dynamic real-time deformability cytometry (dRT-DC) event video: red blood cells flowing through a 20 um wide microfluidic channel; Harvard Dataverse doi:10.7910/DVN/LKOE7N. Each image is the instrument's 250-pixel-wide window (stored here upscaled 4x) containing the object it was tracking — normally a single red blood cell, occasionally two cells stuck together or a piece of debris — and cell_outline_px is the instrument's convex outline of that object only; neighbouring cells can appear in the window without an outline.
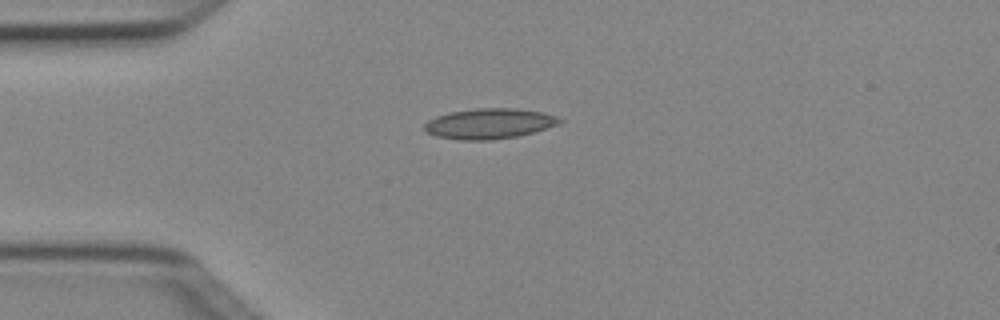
{"species": "Egyptian fruit bat (a non-hibernating species)", "species_latin": "Rousettus aegyptiacus", "temperature_condition": "cold", "stored_images_in_passage": 4, "camera_frame_rate_fps": 3000, "um_per_image_px": 0.085, "animal": {"sex": "female"}, "frame": {"image": 1, "passage_image": 1, "time_ms": 0.0, "image_size_px": [1000, 320], "cell_outline_px": [[564, 120], [560, 124], [532, 132], [516, 136], [492, 140], [460, 140], [436, 136], [428, 132], [424, 128], [424, 124], [428, 120], [436, 116], [452, 112], [476, 108], [516, 108], [544, 112], [556, 116]], "centroid_in_image_um": [41.61, 10.5], "position_along_channel_um": 43.4, "area_um2": 23.87}}
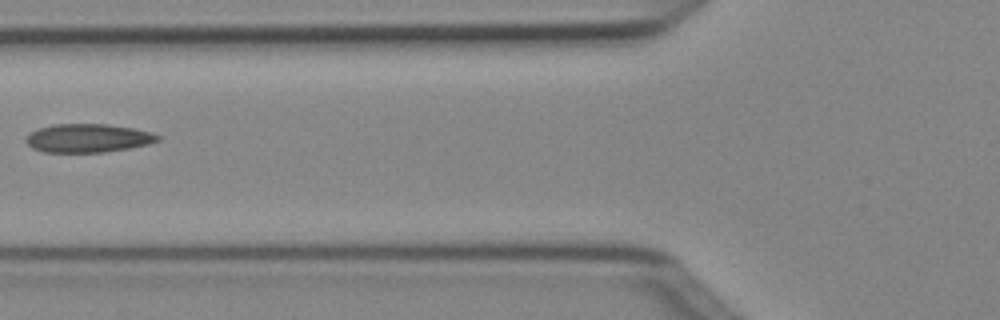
{"frame": {"image": 2, "passage_image": 3, "time_ms": 0.667, "image_size_px": [1000, 320], "cell_outline_px": [[160, 140], [148, 144], [128, 148], [104, 152], [44, 152], [32, 148], [24, 140], [36, 128], [56, 124], [108, 124], [132, 128], [152, 132], [160, 136]], "centroid_in_image_um": [7.48, 11.74], "position_along_channel_um": 118.3, "area_um2": 21.85}}
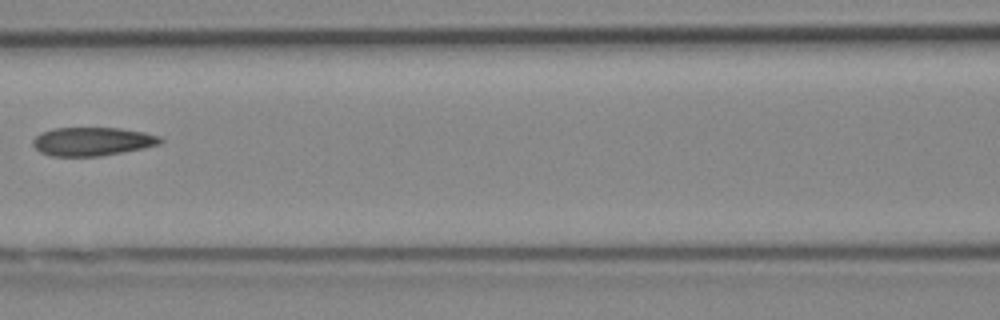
{"frame": {"image": 3, "passage_image": 4, "time_ms": 1.0, "image_size_px": [1000, 320], "cell_outline_px": [[164, 140], [160, 144], [144, 148], [100, 156], [52, 156], [40, 152], [32, 144], [32, 140], [40, 132], [52, 128], [120, 128], [144, 132], [160, 136]], "centroid_in_image_um": [7.84, 12.02], "position_along_channel_um": 158.8, "area_um2": 21.27}}